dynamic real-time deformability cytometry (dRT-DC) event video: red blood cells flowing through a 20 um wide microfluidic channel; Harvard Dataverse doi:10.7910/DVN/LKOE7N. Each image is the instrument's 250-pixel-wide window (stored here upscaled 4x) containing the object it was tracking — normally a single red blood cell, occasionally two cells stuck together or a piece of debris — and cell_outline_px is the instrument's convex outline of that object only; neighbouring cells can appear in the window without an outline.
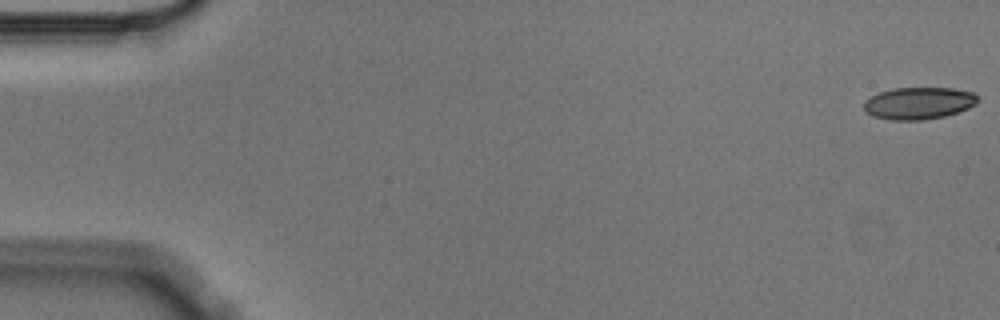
{"species": "Egyptian fruit bat (a non-hibernating species)", "species_latin": "Rousettus aegyptiacus", "temperature_condition": "cold", "stored_images_in_passage": 14, "camera_frame_rate_fps": 3000, "um_per_image_px": 0.085, "animal": {"sex": "male"}, "frame": {"image": 1, "passage_image": 1, "time_ms": 0.0, "image_size_px": [1000, 320], "cell_outline_px": [[980, 100], [976, 104], [968, 108], [944, 116], [924, 120], [892, 120], [872, 116], [864, 108], [864, 100], [880, 92], [892, 88], [952, 88], [972, 92]], "centroid_in_image_um": [78.09, 8.77], "position_along_channel_um": 6.9, "area_um2": 21.21}}
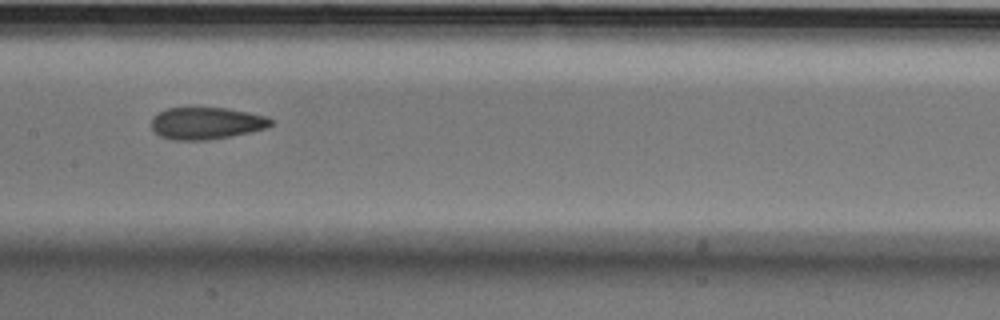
{"frame": {"image": 2, "passage_image": 8, "time_ms": 2.333, "image_size_px": [1000, 320], "cell_outline_px": [[272, 124], [268, 128], [252, 132], [208, 140], [172, 140], [160, 136], [152, 128], [152, 120], [160, 112], [168, 108], [228, 108], [268, 116], [272, 120]], "centroid_in_image_um": [17.59, 10.48], "position_along_channel_um": 189.8, "area_um2": 22.25}}
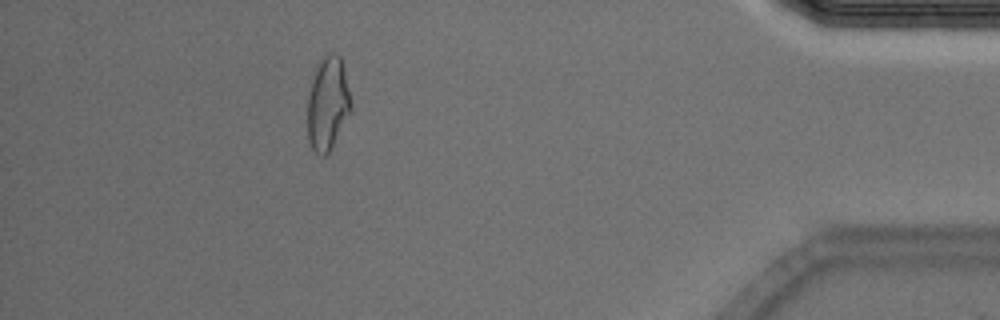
{"frame": {"image": 3, "passage_image": 14, "time_ms": 4.333, "image_size_px": [1000, 320], "cell_outline_px": [[352, 108], [328, 152], [324, 156], [320, 156], [312, 148], [308, 140], [308, 96], [312, 80], [324, 56], [328, 52], [336, 52], [340, 56], [344, 68], [352, 104]], "centroid_in_image_um": [27.86, 8.79], "position_along_channel_um": 407.3, "area_um2": 23.12}}